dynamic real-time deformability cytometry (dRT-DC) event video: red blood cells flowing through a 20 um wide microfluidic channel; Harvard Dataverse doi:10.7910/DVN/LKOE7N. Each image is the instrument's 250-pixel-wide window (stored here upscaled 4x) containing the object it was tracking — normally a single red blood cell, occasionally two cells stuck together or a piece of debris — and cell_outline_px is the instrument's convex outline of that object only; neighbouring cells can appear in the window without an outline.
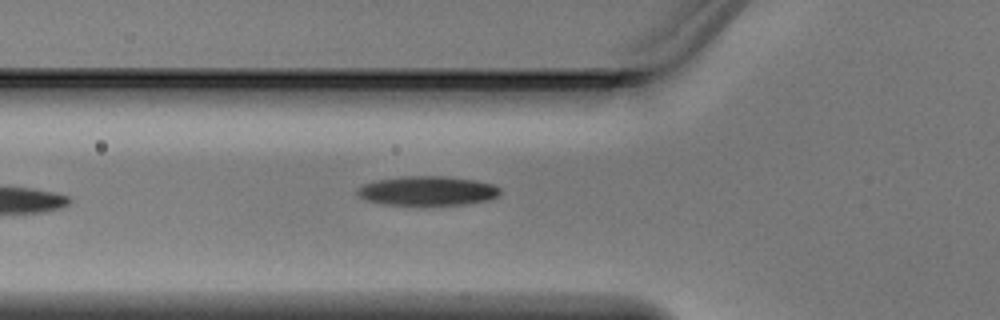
{"species": "Egyptian fruit bat (a non-hibernating species)", "species_latin": "Rousettus aegyptiacus", "temperature_condition": "warm", "stored_images_in_passage": 4, "camera_frame_rate_fps": 3000, "um_per_image_px": 0.085, "animal": {"sex": "male"}, "frame": {"image": 1, "passage_image": 4, "time_ms": 1.0, "image_size_px": [1000, 320], "cell_outline_px": [[500, 192], [492, 200], [468, 204], [380, 204], [364, 200], [356, 192], [356, 188], [364, 184], [376, 180], [404, 176], [444, 176], [476, 180], [492, 184], [500, 188]], "centroid_in_image_um": [36.33, 16.21], "position_along_channel_um": 89.5, "area_um2": 24.39}}